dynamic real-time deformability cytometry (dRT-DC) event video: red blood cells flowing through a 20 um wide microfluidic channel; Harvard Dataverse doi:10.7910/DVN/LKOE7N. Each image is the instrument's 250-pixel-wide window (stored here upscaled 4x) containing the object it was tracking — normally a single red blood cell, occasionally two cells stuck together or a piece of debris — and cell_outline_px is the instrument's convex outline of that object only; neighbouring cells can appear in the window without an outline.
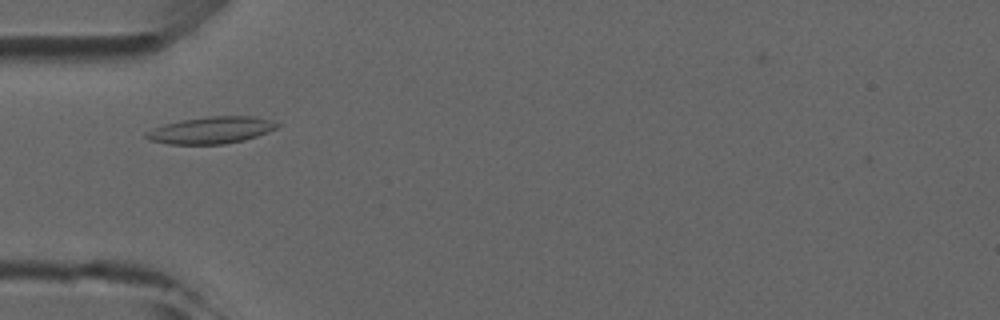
{"species": "common noctule bat (a hibernating species)", "species_latin": "Nyctalus noctula", "temperature_condition": "room temperature", "stored_images_in_passage": 1, "camera_frame_rate_fps": 3000, "um_per_image_px": 0.085, "animal": {"sex": "male", "forearm_length_mm": 52.5}, "frame": {"image": 1, "passage_image": 1, "time_ms": 0.0, "image_size_px": [1000, 320], "cell_outline_px": [[280, 124], [276, 128], [268, 132], [244, 140], [224, 144], [168, 144], [148, 140], [144, 136], [152, 128], [164, 124], [180, 120], [212, 116], [252, 116], [272, 120]], "centroid_in_image_um": [17.94, 11.06], "position_along_channel_um": 67.1, "area_um2": 20.46}}